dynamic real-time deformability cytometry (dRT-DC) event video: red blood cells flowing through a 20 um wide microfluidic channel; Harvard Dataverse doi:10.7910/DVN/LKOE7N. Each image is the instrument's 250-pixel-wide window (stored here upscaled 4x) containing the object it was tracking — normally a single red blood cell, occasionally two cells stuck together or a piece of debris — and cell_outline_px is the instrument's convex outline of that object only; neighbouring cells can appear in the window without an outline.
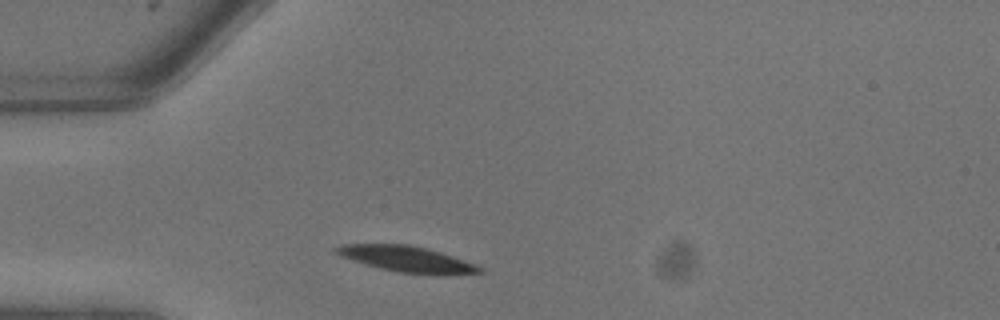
{"species": "common noctule bat (a hibernating species)", "species_latin": "Nyctalus noctula", "temperature_condition": "warm", "stored_images_in_passage": 3, "camera_frame_rate_fps": 3000, "um_per_image_px": 0.085, "animal": {"sex": "male", "body_mass_g": 13.3}, "frame": {"image": 1, "passage_image": 1, "time_ms": 0.0, "image_size_px": [1000, 320], "cell_outline_px": [[484, 272], [396, 272], [380, 268], [352, 260], [340, 256], [332, 252], [332, 248], [344, 244], [408, 244], [428, 248], [476, 264], [484, 268]], "centroid_in_image_um": [34.43, 21.96], "position_along_channel_um": 50.6, "area_um2": 20.75}}
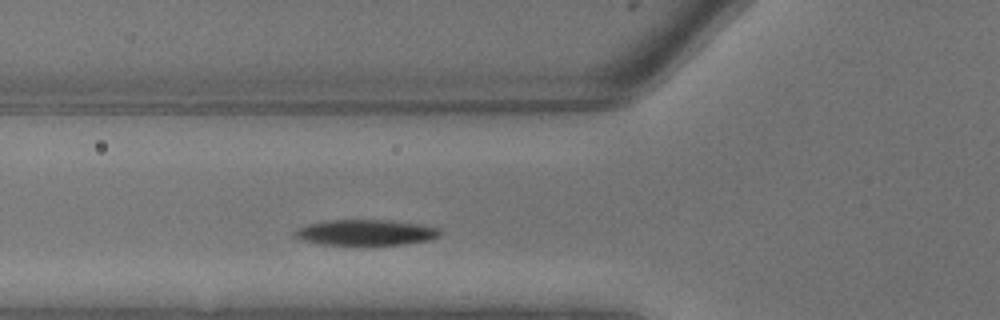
{"frame": {"image": 2, "passage_image": 3, "time_ms": 0.667, "image_size_px": [1000, 320], "cell_outline_px": [[444, 232], [440, 236], [428, 240], [404, 244], [320, 244], [300, 240], [292, 236], [292, 232], [296, 228], [308, 224], [328, 220], [388, 220], [424, 224], [440, 228]], "centroid_in_image_um": [31.09, 19.75], "position_along_channel_um": 94.7, "area_um2": 21.96}}